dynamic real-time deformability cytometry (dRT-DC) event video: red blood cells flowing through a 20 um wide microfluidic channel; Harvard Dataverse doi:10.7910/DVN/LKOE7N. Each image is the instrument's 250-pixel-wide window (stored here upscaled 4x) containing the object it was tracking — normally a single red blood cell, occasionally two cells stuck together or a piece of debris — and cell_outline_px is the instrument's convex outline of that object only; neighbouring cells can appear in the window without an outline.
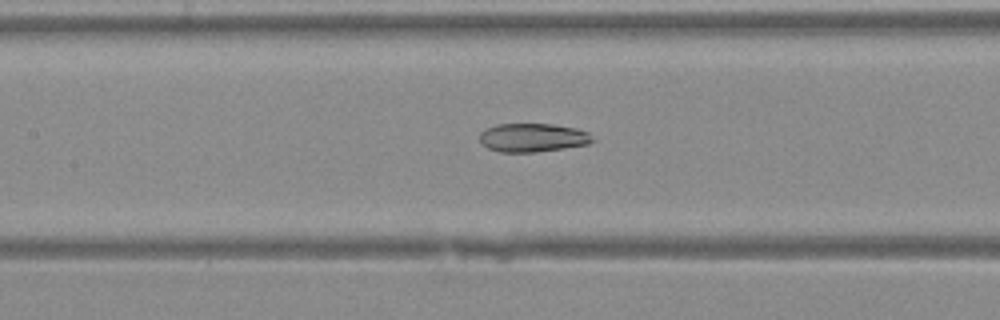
{"species": "Egyptian fruit bat (a non-hibernating species)", "species_latin": "Rousettus aegyptiacus", "temperature_condition": "warm", "stored_images_in_passage": 30, "camera_frame_rate_fps": 3000, "um_per_image_px": 0.085, "animal": {"sex": "female"}, "frame": {"image": 1, "passage_image": 9, "time_ms": 2.667, "image_size_px": [1000, 320], "cell_outline_px": [[596, 140], [588, 144], [564, 148], [536, 152], [500, 152], [488, 148], [480, 144], [480, 132], [496, 124], [552, 124], [576, 128], [588, 132]], "centroid_in_image_um": [45.28, 11.7], "position_along_channel_um": 162.1, "area_um2": 18.9}}
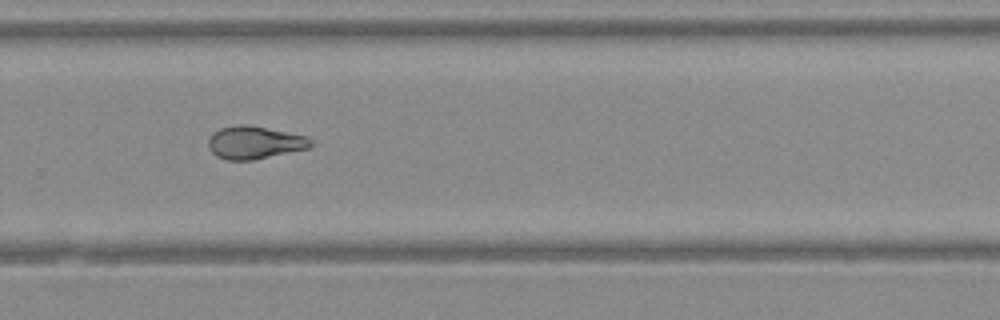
{"frame": {"image": 2, "passage_image": 18, "time_ms": 5.667, "image_size_px": [1000, 320], "cell_outline_px": [[316, 144], [308, 148], [252, 160], [228, 160], [216, 156], [208, 148], [208, 140], [212, 132], [220, 128], [240, 124], [244, 124], [308, 136]], "centroid_in_image_um": [21.63, 12.11], "position_along_channel_um": 308.2, "area_um2": 19.54}}
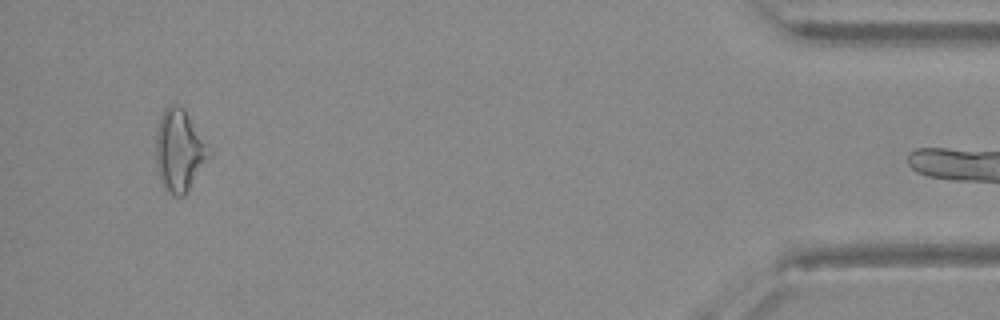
{"frame": {"image": 3, "passage_image": 29, "time_ms": 9.333, "image_size_px": [1000, 320], "cell_outline_px": [[208, 156], [184, 196], [172, 196], [164, 188], [160, 180], [156, 160], [156, 128], [160, 116], [164, 108], [168, 104], [180, 104], [184, 108], [208, 144]], "centroid_in_image_um": [15.19, 12.74], "position_along_channel_um": 420.0, "area_um2": 25.09}}